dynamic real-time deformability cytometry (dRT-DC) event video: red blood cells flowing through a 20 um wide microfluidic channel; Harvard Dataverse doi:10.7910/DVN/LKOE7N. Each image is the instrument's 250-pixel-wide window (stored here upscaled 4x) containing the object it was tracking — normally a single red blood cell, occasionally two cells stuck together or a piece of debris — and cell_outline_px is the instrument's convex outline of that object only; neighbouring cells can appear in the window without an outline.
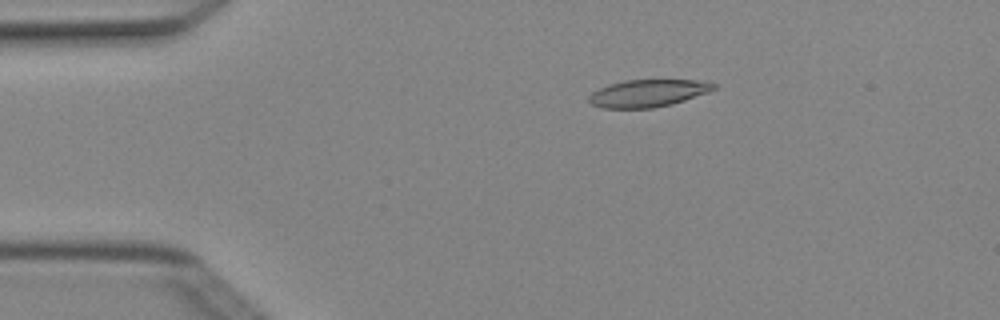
{"species": "Egyptian fruit bat (a non-hibernating species)", "species_latin": "Rousettus aegyptiacus", "temperature_condition": "cold", "stored_images_in_passage": 5, "camera_frame_rate_fps": 3000, "um_per_image_px": 0.085, "animal": {"sex": "female"}, "frame": {"image": 1, "passage_image": 3, "time_ms": 0.667, "image_size_px": [1000, 320], "cell_outline_px": [[716, 88], [708, 92], [672, 104], [652, 108], [600, 108], [592, 104], [588, 100], [588, 96], [592, 92], [608, 84], [624, 80], [696, 80], [716, 84]], "centroid_in_image_um": [55.03, 7.92], "position_along_channel_um": 30.0, "area_um2": 19.83}}
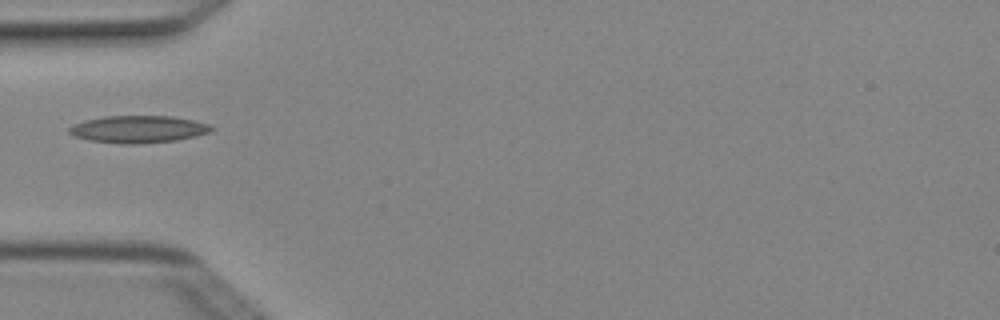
{"frame": {"image": 2, "passage_image": 5, "time_ms": 1.333, "image_size_px": [1000, 320], "cell_outline_px": [[216, 128], [208, 132], [176, 140], [136, 144], [120, 144], [88, 140], [76, 136], [68, 132], [68, 128], [72, 124], [84, 120], [104, 116], [172, 116], [192, 120], [208, 124]], "centroid_in_image_um": [11.7, 10.98], "position_along_channel_um": 73.3, "area_um2": 22.48}}